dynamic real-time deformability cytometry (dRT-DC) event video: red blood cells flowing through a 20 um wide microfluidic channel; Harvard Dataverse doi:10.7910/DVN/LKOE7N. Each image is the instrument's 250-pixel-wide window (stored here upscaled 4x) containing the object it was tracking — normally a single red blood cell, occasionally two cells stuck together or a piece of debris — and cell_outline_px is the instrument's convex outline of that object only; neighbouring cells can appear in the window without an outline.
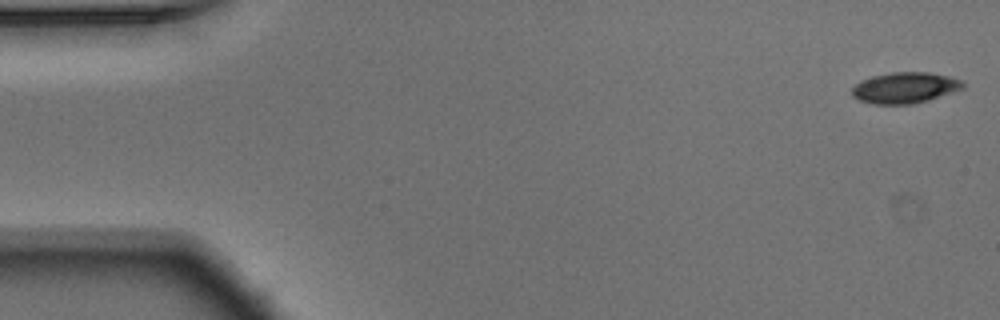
{"species": "Egyptian fruit bat (a non-hibernating species)", "species_latin": "Rousettus aegyptiacus", "temperature_condition": "warm", "stored_images_in_passage": 53, "camera_frame_rate_fps": 3000, "um_per_image_px": 0.085, "animal": {"sex": "male"}, "frame": {"image": 1, "passage_image": 1, "time_ms": 0.0, "image_size_px": [1000, 320], "cell_outline_px": [[964, 88], [928, 100], [912, 104], [876, 104], [860, 100], [852, 96], [852, 88], [860, 80], [872, 76], [892, 72], [928, 72], [948, 76], [960, 80], [964, 84]], "centroid_in_image_um": [76.9, 7.45], "position_along_channel_um": 8.1, "area_um2": 19.88}}
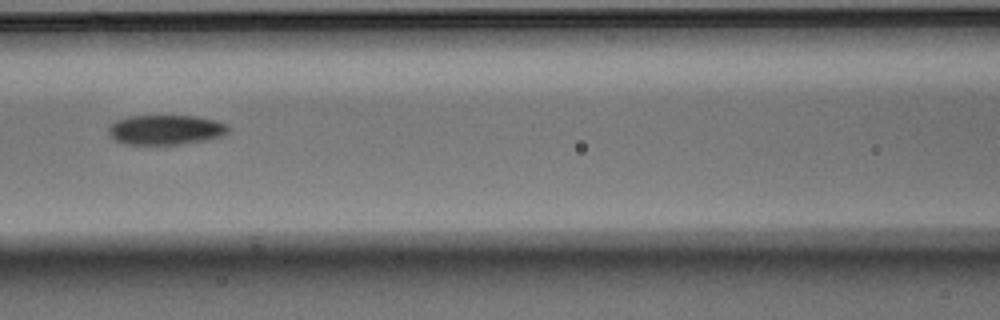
{"frame": {"image": 2, "passage_image": 23, "time_ms": 7.333, "image_size_px": [1000, 320], "cell_outline_px": [[228, 132], [224, 136], [204, 140], [180, 144], [124, 144], [116, 140], [108, 132], [108, 128], [116, 120], [128, 116], [196, 116], [216, 120], [228, 124]], "centroid_in_image_um": [14.11, 11.02], "position_along_channel_um": 152.5, "area_um2": 20.75}}
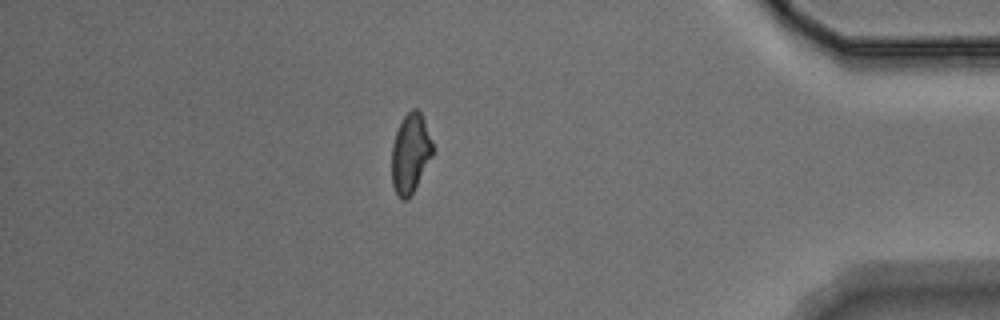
{"frame": {"image": 3, "passage_image": 46, "time_ms": 15.0, "image_size_px": [1000, 320], "cell_outline_px": [[432, 156], [412, 196], [408, 200], [400, 200], [392, 184], [392, 144], [396, 132], [404, 116], [412, 108], [416, 108], [420, 112], [424, 120], [432, 140]], "centroid_in_image_um": [34.88, 13.08], "position_along_channel_um": 400.3, "area_um2": 19.02}, "authors_computed_cell_mechanics": {"area_um2": 20.2878, "velocity_mm_per_s": 3.755, "shape_relaxation_time_tau1_ms": 3.7888, "shape_relaxation_time_tau2_ms": 8.6773, "deformation_change_tau1": 0.1215, "deformation_change_tau2": 0.1481}}